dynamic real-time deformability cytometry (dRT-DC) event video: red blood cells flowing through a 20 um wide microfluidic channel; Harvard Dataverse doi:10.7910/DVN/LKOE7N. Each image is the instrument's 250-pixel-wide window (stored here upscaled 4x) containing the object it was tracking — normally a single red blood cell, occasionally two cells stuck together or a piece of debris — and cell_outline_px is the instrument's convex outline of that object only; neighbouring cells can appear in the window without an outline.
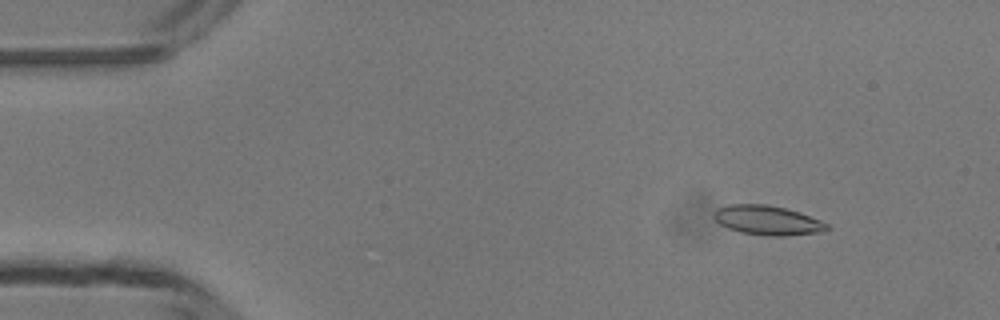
{"species": "common noctule bat (a hibernating species)", "species_latin": "Nyctalus noctula", "temperature_condition": "room temperature", "stored_images_in_passage": 40, "camera_frame_rate_fps": 3000, "um_per_image_px": 0.085, "animal": {"sex": "male", "body_mass_g": 13.3}, "frame": {"image": 1, "passage_image": 6, "time_ms": 1.667, "image_size_px": [1000, 320], "cell_outline_px": [[832, 228], [824, 232], [784, 236], [768, 236], [740, 232], [728, 228], [720, 224], [712, 216], [712, 212], [716, 208], [728, 204], [768, 204], [800, 212], [820, 220], [828, 224]], "centroid_in_image_um": [65.24, 18.72], "position_along_channel_um": 19.8, "area_um2": 19.71}}
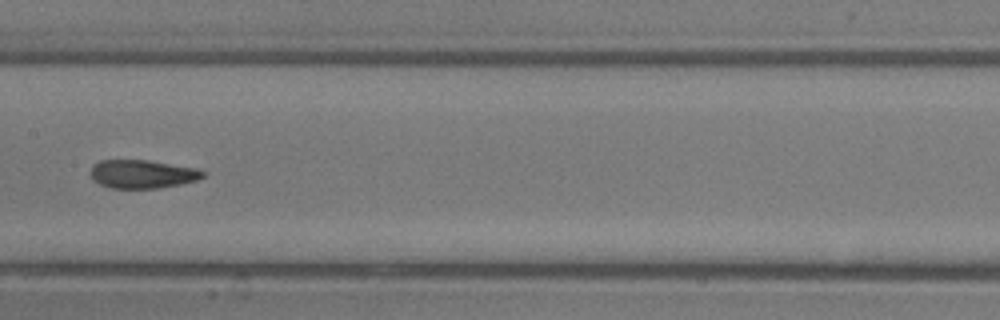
{"frame": {"image": 2, "passage_image": 25, "time_ms": 8.0, "image_size_px": [1000, 320], "cell_outline_px": [[204, 176], [196, 180], [180, 184], [160, 188], [112, 188], [100, 184], [92, 180], [88, 172], [92, 164], [100, 160], [148, 160], [196, 168], [204, 172]], "centroid_in_image_um": [12.03, 14.79], "position_along_channel_um": 195.4, "area_um2": 18.73}}
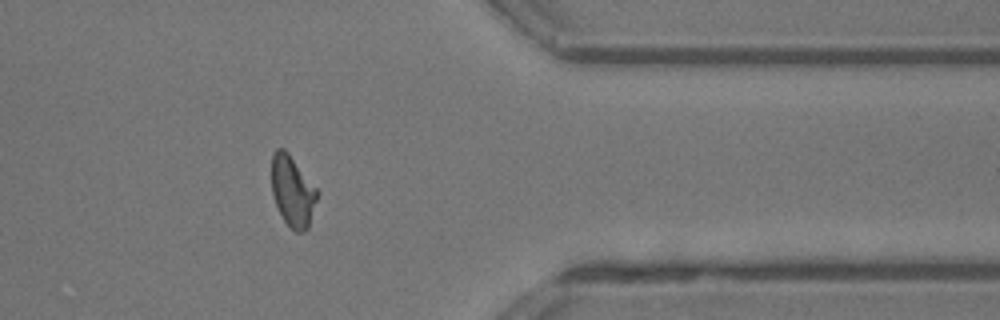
{"frame": {"image": 3, "passage_image": 40, "time_ms": 13.0, "image_size_px": [1000, 320], "cell_outline_px": [[320, 192], [308, 228], [304, 232], [296, 232], [284, 220], [276, 204], [272, 192], [272, 152], [276, 148], [284, 148], [288, 152]], "centroid_in_image_um": [24.89, 16.23], "position_along_channel_um": 386.5, "area_um2": 18.84}, "authors_computed_cell_mechanics": {"area_um2": 19.1029, "velocity_mm_per_s": 4.1774, "shape_relaxation_time_tau1_ms": 5.7935, "shape_relaxation_time_tau2_ms": 1.6327, "deformation_change_tau1": 0.1852, "deformation_change_tau2": 0.0913}}